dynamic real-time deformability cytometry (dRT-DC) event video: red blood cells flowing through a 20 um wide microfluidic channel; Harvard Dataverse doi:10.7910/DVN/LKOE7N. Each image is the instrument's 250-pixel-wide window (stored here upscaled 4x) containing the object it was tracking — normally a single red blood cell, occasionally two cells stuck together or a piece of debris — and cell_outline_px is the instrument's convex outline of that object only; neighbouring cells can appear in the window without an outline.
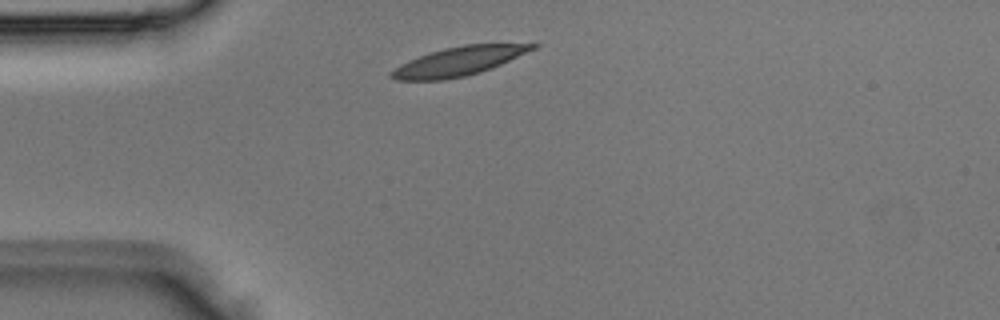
{"species": "Egyptian fruit bat (a non-hibernating species)", "species_latin": "Rousettus aegyptiacus", "temperature_condition": "room temperature", "stored_images_in_passage": 1, "camera_frame_rate_fps": 3000, "um_per_image_px": 0.085, "animal": {"sex": "male"}, "frame": {"image": 1, "passage_image": 1, "time_ms": 0.0, "image_size_px": [1000, 320], "cell_outline_px": [[540, 44], [536, 48], [492, 68], [480, 72], [464, 76], [444, 80], [396, 80], [388, 76], [388, 72], [400, 64], [420, 56], [444, 48], [464, 44]], "centroid_in_image_um": [38.95, 5.22], "position_along_channel_um": 46.1, "area_um2": 23.52}}